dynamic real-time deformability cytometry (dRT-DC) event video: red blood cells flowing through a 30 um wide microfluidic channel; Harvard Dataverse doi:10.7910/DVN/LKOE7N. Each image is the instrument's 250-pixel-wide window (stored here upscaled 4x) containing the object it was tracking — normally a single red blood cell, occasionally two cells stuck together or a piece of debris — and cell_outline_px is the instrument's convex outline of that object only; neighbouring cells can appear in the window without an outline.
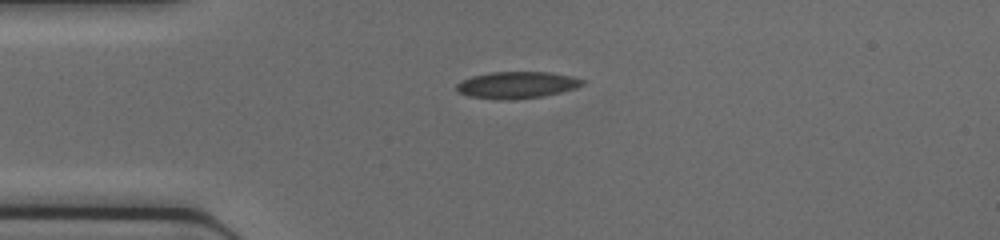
{"species": "common noctule bat (a hibernating species)", "species_latin": "Nyctalus noctula", "temperature_condition": "cold", "stored_images_in_passage": 35, "camera_frame_rate_fps": 3000, "um_per_image_px": 0.085, "animal": {"sex": "female", "body_mass_g": 17.0, "forearm_length_mm": 48.0}, "frame": {"image": 1, "passage_image": 1, "time_ms": 0.0, "image_size_px": [1000, 240], "cell_outline_px": [[588, 80], [584, 84], [576, 88], [544, 96], [516, 100], [496, 100], [468, 96], [460, 92], [456, 88], [456, 84], [472, 76], [492, 72], [548, 72], [572, 76]], "centroid_in_image_um": [43.98, 7.23], "position_along_channel_um": 41.0, "area_um2": 19.83}}
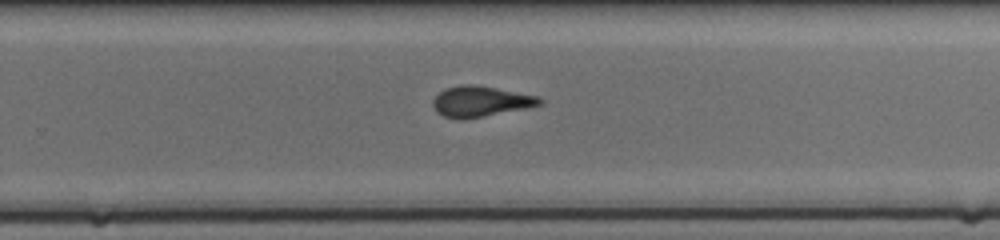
{"frame": {"image": 2, "passage_image": 19, "time_ms": 6.0, "image_size_px": [1000, 240], "cell_outline_px": [[544, 104], [464, 120], [460, 120], [444, 116], [436, 112], [432, 104], [432, 100], [444, 88], [460, 84], [472, 84], [496, 88], [540, 96], [544, 100]], "centroid_in_image_um": [40.84, 8.62], "position_along_channel_um": 289.0, "area_um2": 19.19}}
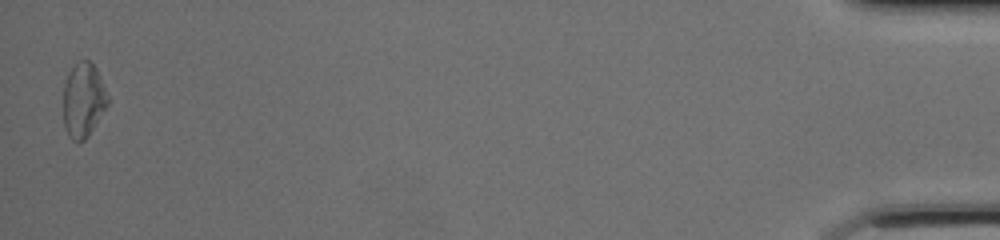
{"frame": {"image": 3, "passage_image": 35, "time_ms": 11.333, "image_size_px": [1000, 240], "cell_outline_px": [[108, 104], [88, 136], [84, 140], [72, 140], [68, 136], [64, 124], [64, 84], [68, 72], [80, 60], [88, 60], [96, 68], [100, 76], [108, 96]], "centroid_in_image_um": [7.08, 8.5], "position_along_channel_um": 428.1, "area_um2": 19.02}}